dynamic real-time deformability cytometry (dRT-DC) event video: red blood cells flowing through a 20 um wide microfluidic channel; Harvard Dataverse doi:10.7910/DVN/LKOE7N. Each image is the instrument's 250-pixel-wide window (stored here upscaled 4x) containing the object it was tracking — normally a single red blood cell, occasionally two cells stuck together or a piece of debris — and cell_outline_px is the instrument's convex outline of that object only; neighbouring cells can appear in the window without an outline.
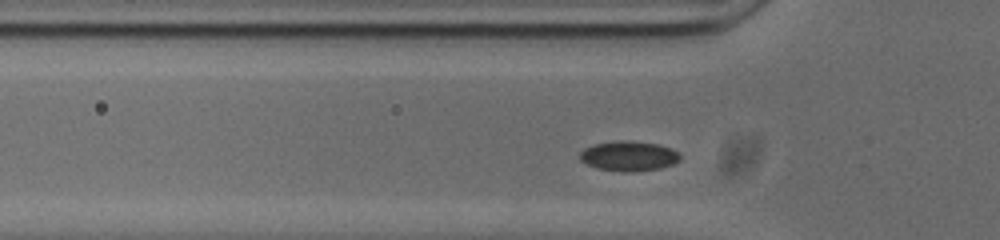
{"species": "common noctule bat (a hibernating species)", "species_latin": "Nyctalus noctula", "temperature_condition": "cold", "stored_images_in_passage": 48, "camera_frame_rate_fps": 3000, "um_per_image_px": 0.085, "animal": {"sex": "male", "body_mass_g": 20.0, "forearm_length_mm": 53.3}, "frame": {"image": 1, "passage_image": 9, "time_ms": 2.667, "image_size_px": [1000, 240], "cell_outline_px": [[680, 160], [672, 164], [660, 168], [632, 172], [624, 172], [596, 168], [580, 160], [580, 152], [584, 148], [596, 144], [616, 140], [628, 140], [656, 144], [672, 148], [680, 152]], "centroid_in_image_um": [53.46, 13.26], "position_along_channel_um": 72.3, "area_um2": 17.51}}
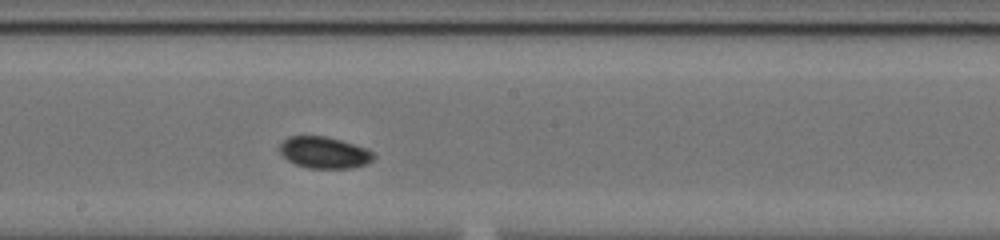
{"frame": {"image": 2, "passage_image": 21, "time_ms": 6.667, "image_size_px": [1000, 240], "cell_outline_px": [[376, 156], [372, 160], [364, 164], [352, 168], [308, 168], [296, 164], [288, 160], [276, 148], [288, 136], [324, 136], [340, 140], [364, 148], [372, 152]], "centroid_in_image_um": [27.51, 12.97], "position_along_channel_um": 220.7, "area_um2": 17.11}}
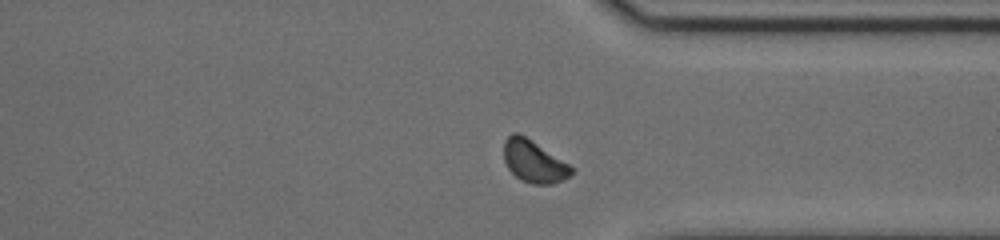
{"frame": {"image": 3, "passage_image": 33, "time_ms": 10.667, "image_size_px": [1000, 240], "cell_outline_px": [[576, 172], [572, 176], [552, 184], [532, 184], [520, 180], [508, 168], [504, 160], [504, 140], [512, 132], [516, 132], [532, 140], [576, 168]], "centroid_in_image_um": [45.42, 13.73], "position_along_channel_um": 366.0, "area_um2": 16.88}}